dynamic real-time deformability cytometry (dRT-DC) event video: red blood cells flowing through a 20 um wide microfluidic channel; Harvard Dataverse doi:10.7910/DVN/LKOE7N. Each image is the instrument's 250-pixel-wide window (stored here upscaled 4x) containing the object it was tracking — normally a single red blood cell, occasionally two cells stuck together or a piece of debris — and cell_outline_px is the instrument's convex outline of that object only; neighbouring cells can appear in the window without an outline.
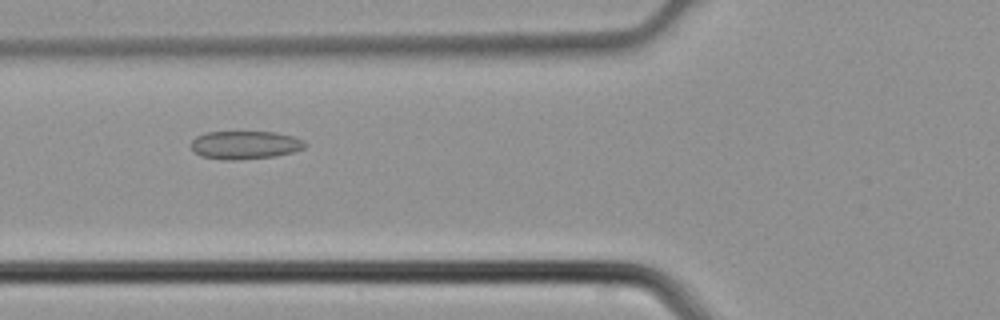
{"species": "common noctule bat (a hibernating species)", "species_latin": "Nyctalus noctula", "temperature_condition": "cold", "stored_images_in_passage": 2, "camera_frame_rate_fps": 3000, "um_per_image_px": 0.085, "animal": {"sex": "male", "body_mass_g": 21.5, "forearm_length_mm": 52.0}, "frame": {"image": 1, "passage_image": 2, "time_ms": 0.333, "image_size_px": [1000, 320], "cell_outline_px": [[308, 144], [304, 148], [292, 152], [272, 156], [240, 160], [224, 160], [200, 156], [188, 144], [196, 136], [208, 132], [276, 132], [292, 136], [304, 140]], "centroid_in_image_um": [20.81, 12.32], "position_along_channel_um": 105.0, "area_um2": 18.79}}